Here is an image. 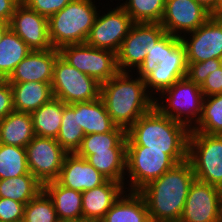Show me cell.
I'll list each match as a JSON object with an SVG mask.
<instances>
[{
	"label": "cell",
	"mask_w": 222,
	"mask_h": 222,
	"mask_svg": "<svg viewBox=\"0 0 222 222\" xmlns=\"http://www.w3.org/2000/svg\"><path fill=\"white\" fill-rule=\"evenodd\" d=\"M29 8L47 18L59 12L73 0H21Z\"/></svg>",
	"instance_id": "obj_39"
},
{
	"label": "cell",
	"mask_w": 222,
	"mask_h": 222,
	"mask_svg": "<svg viewBox=\"0 0 222 222\" xmlns=\"http://www.w3.org/2000/svg\"><path fill=\"white\" fill-rule=\"evenodd\" d=\"M130 72H118L103 82L100 98L113 122L126 131L154 107L155 98L147 91L144 79Z\"/></svg>",
	"instance_id": "obj_2"
},
{
	"label": "cell",
	"mask_w": 222,
	"mask_h": 222,
	"mask_svg": "<svg viewBox=\"0 0 222 222\" xmlns=\"http://www.w3.org/2000/svg\"><path fill=\"white\" fill-rule=\"evenodd\" d=\"M53 202L42 189L24 208L23 222H58Z\"/></svg>",
	"instance_id": "obj_35"
},
{
	"label": "cell",
	"mask_w": 222,
	"mask_h": 222,
	"mask_svg": "<svg viewBox=\"0 0 222 222\" xmlns=\"http://www.w3.org/2000/svg\"><path fill=\"white\" fill-rule=\"evenodd\" d=\"M180 39L185 47L187 62L219 59L222 56V16L212 15L204 24Z\"/></svg>",
	"instance_id": "obj_15"
},
{
	"label": "cell",
	"mask_w": 222,
	"mask_h": 222,
	"mask_svg": "<svg viewBox=\"0 0 222 222\" xmlns=\"http://www.w3.org/2000/svg\"><path fill=\"white\" fill-rule=\"evenodd\" d=\"M25 204L0 198V222H23Z\"/></svg>",
	"instance_id": "obj_38"
},
{
	"label": "cell",
	"mask_w": 222,
	"mask_h": 222,
	"mask_svg": "<svg viewBox=\"0 0 222 222\" xmlns=\"http://www.w3.org/2000/svg\"><path fill=\"white\" fill-rule=\"evenodd\" d=\"M194 180L192 165L186 160L140 189L138 192L146 202L150 219L179 222Z\"/></svg>",
	"instance_id": "obj_1"
},
{
	"label": "cell",
	"mask_w": 222,
	"mask_h": 222,
	"mask_svg": "<svg viewBox=\"0 0 222 222\" xmlns=\"http://www.w3.org/2000/svg\"><path fill=\"white\" fill-rule=\"evenodd\" d=\"M77 124L85 135L107 133L117 127L100 97L92 101L77 102Z\"/></svg>",
	"instance_id": "obj_24"
},
{
	"label": "cell",
	"mask_w": 222,
	"mask_h": 222,
	"mask_svg": "<svg viewBox=\"0 0 222 222\" xmlns=\"http://www.w3.org/2000/svg\"><path fill=\"white\" fill-rule=\"evenodd\" d=\"M59 54L72 67L101 84L119 72L117 56L113 51L91 47L87 43L63 46L59 49Z\"/></svg>",
	"instance_id": "obj_9"
},
{
	"label": "cell",
	"mask_w": 222,
	"mask_h": 222,
	"mask_svg": "<svg viewBox=\"0 0 222 222\" xmlns=\"http://www.w3.org/2000/svg\"><path fill=\"white\" fill-rule=\"evenodd\" d=\"M125 186L113 180L82 192L83 221L99 222L114 202L125 192Z\"/></svg>",
	"instance_id": "obj_20"
},
{
	"label": "cell",
	"mask_w": 222,
	"mask_h": 222,
	"mask_svg": "<svg viewBox=\"0 0 222 222\" xmlns=\"http://www.w3.org/2000/svg\"><path fill=\"white\" fill-rule=\"evenodd\" d=\"M187 160L195 179L222 189V135L190 131Z\"/></svg>",
	"instance_id": "obj_6"
},
{
	"label": "cell",
	"mask_w": 222,
	"mask_h": 222,
	"mask_svg": "<svg viewBox=\"0 0 222 222\" xmlns=\"http://www.w3.org/2000/svg\"><path fill=\"white\" fill-rule=\"evenodd\" d=\"M30 113L12 111L0 120V143L25 148L34 138Z\"/></svg>",
	"instance_id": "obj_25"
},
{
	"label": "cell",
	"mask_w": 222,
	"mask_h": 222,
	"mask_svg": "<svg viewBox=\"0 0 222 222\" xmlns=\"http://www.w3.org/2000/svg\"><path fill=\"white\" fill-rule=\"evenodd\" d=\"M187 66L186 51L181 39L165 33V56L144 78L147 91L155 98V94H160L177 80L186 77Z\"/></svg>",
	"instance_id": "obj_10"
},
{
	"label": "cell",
	"mask_w": 222,
	"mask_h": 222,
	"mask_svg": "<svg viewBox=\"0 0 222 222\" xmlns=\"http://www.w3.org/2000/svg\"><path fill=\"white\" fill-rule=\"evenodd\" d=\"M58 222H85V221H78V220H59Z\"/></svg>",
	"instance_id": "obj_46"
},
{
	"label": "cell",
	"mask_w": 222,
	"mask_h": 222,
	"mask_svg": "<svg viewBox=\"0 0 222 222\" xmlns=\"http://www.w3.org/2000/svg\"><path fill=\"white\" fill-rule=\"evenodd\" d=\"M204 97L222 93V69L219 67L208 75L204 83L200 86Z\"/></svg>",
	"instance_id": "obj_41"
},
{
	"label": "cell",
	"mask_w": 222,
	"mask_h": 222,
	"mask_svg": "<svg viewBox=\"0 0 222 222\" xmlns=\"http://www.w3.org/2000/svg\"><path fill=\"white\" fill-rule=\"evenodd\" d=\"M166 31L160 23H133L117 56V67L120 72H135L144 62L149 42H157ZM131 69V70H130Z\"/></svg>",
	"instance_id": "obj_13"
},
{
	"label": "cell",
	"mask_w": 222,
	"mask_h": 222,
	"mask_svg": "<svg viewBox=\"0 0 222 222\" xmlns=\"http://www.w3.org/2000/svg\"><path fill=\"white\" fill-rule=\"evenodd\" d=\"M25 149L30 173L42 185L56 181L68 154L56 139L35 135Z\"/></svg>",
	"instance_id": "obj_11"
},
{
	"label": "cell",
	"mask_w": 222,
	"mask_h": 222,
	"mask_svg": "<svg viewBox=\"0 0 222 222\" xmlns=\"http://www.w3.org/2000/svg\"><path fill=\"white\" fill-rule=\"evenodd\" d=\"M30 114L36 136L57 138L63 116V102L60 99L53 97Z\"/></svg>",
	"instance_id": "obj_26"
},
{
	"label": "cell",
	"mask_w": 222,
	"mask_h": 222,
	"mask_svg": "<svg viewBox=\"0 0 222 222\" xmlns=\"http://www.w3.org/2000/svg\"><path fill=\"white\" fill-rule=\"evenodd\" d=\"M145 49L147 56L136 70L137 75L142 79L152 72L165 56V34L157 42H149Z\"/></svg>",
	"instance_id": "obj_36"
},
{
	"label": "cell",
	"mask_w": 222,
	"mask_h": 222,
	"mask_svg": "<svg viewBox=\"0 0 222 222\" xmlns=\"http://www.w3.org/2000/svg\"><path fill=\"white\" fill-rule=\"evenodd\" d=\"M30 173L26 149L0 143V179L14 178Z\"/></svg>",
	"instance_id": "obj_32"
},
{
	"label": "cell",
	"mask_w": 222,
	"mask_h": 222,
	"mask_svg": "<svg viewBox=\"0 0 222 222\" xmlns=\"http://www.w3.org/2000/svg\"><path fill=\"white\" fill-rule=\"evenodd\" d=\"M190 130L162 114L155 106L126 131L127 145L166 150L177 163L187 160Z\"/></svg>",
	"instance_id": "obj_3"
},
{
	"label": "cell",
	"mask_w": 222,
	"mask_h": 222,
	"mask_svg": "<svg viewBox=\"0 0 222 222\" xmlns=\"http://www.w3.org/2000/svg\"><path fill=\"white\" fill-rule=\"evenodd\" d=\"M100 14L101 10L91 27L86 43L91 47L110 50L117 54L134 22L120 5L113 9L110 7L107 13Z\"/></svg>",
	"instance_id": "obj_12"
},
{
	"label": "cell",
	"mask_w": 222,
	"mask_h": 222,
	"mask_svg": "<svg viewBox=\"0 0 222 222\" xmlns=\"http://www.w3.org/2000/svg\"><path fill=\"white\" fill-rule=\"evenodd\" d=\"M205 9H207L212 15L218 16V4L219 0H196Z\"/></svg>",
	"instance_id": "obj_43"
},
{
	"label": "cell",
	"mask_w": 222,
	"mask_h": 222,
	"mask_svg": "<svg viewBox=\"0 0 222 222\" xmlns=\"http://www.w3.org/2000/svg\"><path fill=\"white\" fill-rule=\"evenodd\" d=\"M177 162L166 153V150L147 149L145 146L127 145L126 177L127 191H139L149 182L160 178ZM128 172V173H127ZM130 180V181H129Z\"/></svg>",
	"instance_id": "obj_7"
},
{
	"label": "cell",
	"mask_w": 222,
	"mask_h": 222,
	"mask_svg": "<svg viewBox=\"0 0 222 222\" xmlns=\"http://www.w3.org/2000/svg\"><path fill=\"white\" fill-rule=\"evenodd\" d=\"M86 160L108 180L127 184L125 182L126 148H110L109 151L95 152Z\"/></svg>",
	"instance_id": "obj_27"
},
{
	"label": "cell",
	"mask_w": 222,
	"mask_h": 222,
	"mask_svg": "<svg viewBox=\"0 0 222 222\" xmlns=\"http://www.w3.org/2000/svg\"><path fill=\"white\" fill-rule=\"evenodd\" d=\"M219 66L222 69V56L219 58Z\"/></svg>",
	"instance_id": "obj_48"
},
{
	"label": "cell",
	"mask_w": 222,
	"mask_h": 222,
	"mask_svg": "<svg viewBox=\"0 0 222 222\" xmlns=\"http://www.w3.org/2000/svg\"><path fill=\"white\" fill-rule=\"evenodd\" d=\"M100 87L95 78L72 67L60 55L57 57L51 83L53 97L65 104L92 101L100 97Z\"/></svg>",
	"instance_id": "obj_8"
},
{
	"label": "cell",
	"mask_w": 222,
	"mask_h": 222,
	"mask_svg": "<svg viewBox=\"0 0 222 222\" xmlns=\"http://www.w3.org/2000/svg\"><path fill=\"white\" fill-rule=\"evenodd\" d=\"M107 180L85 158L76 153H68L56 181L66 188L83 192L98 187Z\"/></svg>",
	"instance_id": "obj_19"
},
{
	"label": "cell",
	"mask_w": 222,
	"mask_h": 222,
	"mask_svg": "<svg viewBox=\"0 0 222 222\" xmlns=\"http://www.w3.org/2000/svg\"><path fill=\"white\" fill-rule=\"evenodd\" d=\"M212 14L196 0H166L160 24L175 37L193 32L204 24Z\"/></svg>",
	"instance_id": "obj_16"
},
{
	"label": "cell",
	"mask_w": 222,
	"mask_h": 222,
	"mask_svg": "<svg viewBox=\"0 0 222 222\" xmlns=\"http://www.w3.org/2000/svg\"><path fill=\"white\" fill-rule=\"evenodd\" d=\"M187 74L186 77L194 82L195 84L201 86L208 75L214 70L218 69L219 59H208L204 62H187Z\"/></svg>",
	"instance_id": "obj_37"
},
{
	"label": "cell",
	"mask_w": 222,
	"mask_h": 222,
	"mask_svg": "<svg viewBox=\"0 0 222 222\" xmlns=\"http://www.w3.org/2000/svg\"><path fill=\"white\" fill-rule=\"evenodd\" d=\"M84 136L83 129L77 124V103H63L61 127L56 141L67 153H76Z\"/></svg>",
	"instance_id": "obj_31"
},
{
	"label": "cell",
	"mask_w": 222,
	"mask_h": 222,
	"mask_svg": "<svg viewBox=\"0 0 222 222\" xmlns=\"http://www.w3.org/2000/svg\"><path fill=\"white\" fill-rule=\"evenodd\" d=\"M14 111L13 92L6 79H0V120Z\"/></svg>",
	"instance_id": "obj_40"
},
{
	"label": "cell",
	"mask_w": 222,
	"mask_h": 222,
	"mask_svg": "<svg viewBox=\"0 0 222 222\" xmlns=\"http://www.w3.org/2000/svg\"><path fill=\"white\" fill-rule=\"evenodd\" d=\"M148 222H168V221H160V220H153V219H150Z\"/></svg>",
	"instance_id": "obj_47"
},
{
	"label": "cell",
	"mask_w": 222,
	"mask_h": 222,
	"mask_svg": "<svg viewBox=\"0 0 222 222\" xmlns=\"http://www.w3.org/2000/svg\"><path fill=\"white\" fill-rule=\"evenodd\" d=\"M21 0H0V22L9 23Z\"/></svg>",
	"instance_id": "obj_42"
},
{
	"label": "cell",
	"mask_w": 222,
	"mask_h": 222,
	"mask_svg": "<svg viewBox=\"0 0 222 222\" xmlns=\"http://www.w3.org/2000/svg\"><path fill=\"white\" fill-rule=\"evenodd\" d=\"M190 131L208 135H222V93L204 97L202 115Z\"/></svg>",
	"instance_id": "obj_33"
},
{
	"label": "cell",
	"mask_w": 222,
	"mask_h": 222,
	"mask_svg": "<svg viewBox=\"0 0 222 222\" xmlns=\"http://www.w3.org/2000/svg\"><path fill=\"white\" fill-rule=\"evenodd\" d=\"M126 147V130L117 126L111 132L85 135L76 154L86 159L89 155L95 154V152L109 151L110 148Z\"/></svg>",
	"instance_id": "obj_30"
},
{
	"label": "cell",
	"mask_w": 222,
	"mask_h": 222,
	"mask_svg": "<svg viewBox=\"0 0 222 222\" xmlns=\"http://www.w3.org/2000/svg\"><path fill=\"white\" fill-rule=\"evenodd\" d=\"M158 96L155 97L154 106L162 114L185 125L189 130L197 125L202 115L204 100L199 85L184 77L177 80Z\"/></svg>",
	"instance_id": "obj_5"
},
{
	"label": "cell",
	"mask_w": 222,
	"mask_h": 222,
	"mask_svg": "<svg viewBox=\"0 0 222 222\" xmlns=\"http://www.w3.org/2000/svg\"><path fill=\"white\" fill-rule=\"evenodd\" d=\"M221 206H222V189H221Z\"/></svg>",
	"instance_id": "obj_49"
},
{
	"label": "cell",
	"mask_w": 222,
	"mask_h": 222,
	"mask_svg": "<svg viewBox=\"0 0 222 222\" xmlns=\"http://www.w3.org/2000/svg\"><path fill=\"white\" fill-rule=\"evenodd\" d=\"M51 198L59 220L83 221L82 192L66 188L57 181L43 185Z\"/></svg>",
	"instance_id": "obj_22"
},
{
	"label": "cell",
	"mask_w": 222,
	"mask_h": 222,
	"mask_svg": "<svg viewBox=\"0 0 222 222\" xmlns=\"http://www.w3.org/2000/svg\"><path fill=\"white\" fill-rule=\"evenodd\" d=\"M218 16H222V0H219V4H218Z\"/></svg>",
	"instance_id": "obj_45"
},
{
	"label": "cell",
	"mask_w": 222,
	"mask_h": 222,
	"mask_svg": "<svg viewBox=\"0 0 222 222\" xmlns=\"http://www.w3.org/2000/svg\"><path fill=\"white\" fill-rule=\"evenodd\" d=\"M52 82L10 83L14 110L31 113L53 98Z\"/></svg>",
	"instance_id": "obj_23"
},
{
	"label": "cell",
	"mask_w": 222,
	"mask_h": 222,
	"mask_svg": "<svg viewBox=\"0 0 222 222\" xmlns=\"http://www.w3.org/2000/svg\"><path fill=\"white\" fill-rule=\"evenodd\" d=\"M10 28L9 23L0 22V41L2 40L5 32Z\"/></svg>",
	"instance_id": "obj_44"
},
{
	"label": "cell",
	"mask_w": 222,
	"mask_h": 222,
	"mask_svg": "<svg viewBox=\"0 0 222 222\" xmlns=\"http://www.w3.org/2000/svg\"><path fill=\"white\" fill-rule=\"evenodd\" d=\"M59 50H31L6 79L9 83L52 82Z\"/></svg>",
	"instance_id": "obj_18"
},
{
	"label": "cell",
	"mask_w": 222,
	"mask_h": 222,
	"mask_svg": "<svg viewBox=\"0 0 222 222\" xmlns=\"http://www.w3.org/2000/svg\"><path fill=\"white\" fill-rule=\"evenodd\" d=\"M9 25L31 50L53 48L49 38L48 18L22 1L16 6Z\"/></svg>",
	"instance_id": "obj_17"
},
{
	"label": "cell",
	"mask_w": 222,
	"mask_h": 222,
	"mask_svg": "<svg viewBox=\"0 0 222 222\" xmlns=\"http://www.w3.org/2000/svg\"><path fill=\"white\" fill-rule=\"evenodd\" d=\"M99 6L95 0H73L48 18L49 38L54 49L86 43Z\"/></svg>",
	"instance_id": "obj_4"
},
{
	"label": "cell",
	"mask_w": 222,
	"mask_h": 222,
	"mask_svg": "<svg viewBox=\"0 0 222 222\" xmlns=\"http://www.w3.org/2000/svg\"><path fill=\"white\" fill-rule=\"evenodd\" d=\"M166 0H126L120 6L131 16L134 23H160Z\"/></svg>",
	"instance_id": "obj_34"
},
{
	"label": "cell",
	"mask_w": 222,
	"mask_h": 222,
	"mask_svg": "<svg viewBox=\"0 0 222 222\" xmlns=\"http://www.w3.org/2000/svg\"><path fill=\"white\" fill-rule=\"evenodd\" d=\"M179 222H222L221 189L195 179Z\"/></svg>",
	"instance_id": "obj_14"
},
{
	"label": "cell",
	"mask_w": 222,
	"mask_h": 222,
	"mask_svg": "<svg viewBox=\"0 0 222 222\" xmlns=\"http://www.w3.org/2000/svg\"><path fill=\"white\" fill-rule=\"evenodd\" d=\"M42 189L43 185L31 173L0 179V198H9L25 205Z\"/></svg>",
	"instance_id": "obj_29"
},
{
	"label": "cell",
	"mask_w": 222,
	"mask_h": 222,
	"mask_svg": "<svg viewBox=\"0 0 222 222\" xmlns=\"http://www.w3.org/2000/svg\"><path fill=\"white\" fill-rule=\"evenodd\" d=\"M30 52L28 45L9 28L0 41V79H7Z\"/></svg>",
	"instance_id": "obj_28"
},
{
	"label": "cell",
	"mask_w": 222,
	"mask_h": 222,
	"mask_svg": "<svg viewBox=\"0 0 222 222\" xmlns=\"http://www.w3.org/2000/svg\"><path fill=\"white\" fill-rule=\"evenodd\" d=\"M149 220L143 196L138 191L125 190L99 222H148Z\"/></svg>",
	"instance_id": "obj_21"
}]
</instances>
